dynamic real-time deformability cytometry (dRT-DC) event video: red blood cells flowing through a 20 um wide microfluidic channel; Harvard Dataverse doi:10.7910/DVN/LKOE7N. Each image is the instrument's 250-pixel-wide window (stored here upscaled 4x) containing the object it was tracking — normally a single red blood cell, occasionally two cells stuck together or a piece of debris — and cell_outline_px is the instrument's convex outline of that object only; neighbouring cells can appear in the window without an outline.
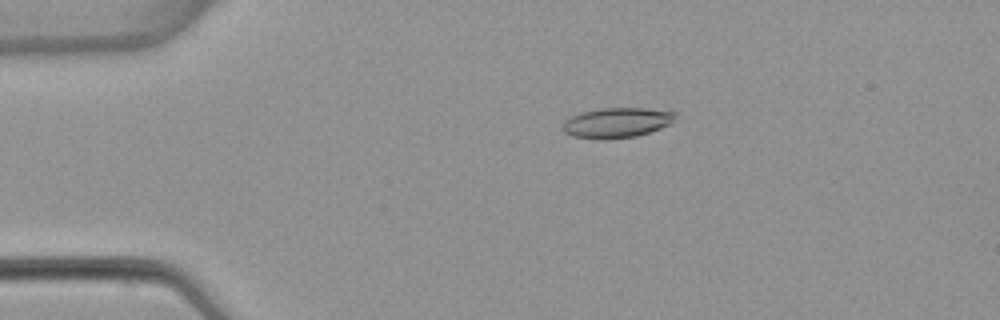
{"species": "common noctule bat (a hibernating species)", "species_latin": "Nyctalus noctula", "temperature_condition": "warm", "stored_images_in_passage": 4, "camera_frame_rate_fps": 3000, "um_per_image_px": 0.085, "animal": {"sex": "female", "body_mass_g": 22.7, "forearm_length_mm": 54.2}, "frame": {"image": 1, "passage_image": 3, "time_ms": 2.333, "image_size_px": [1000, 320], "cell_outline_px": [[676, 116], [672, 124], [636, 136], [572, 136], [564, 132], [564, 120], [580, 112], [600, 108], [644, 108], [676, 112]], "centroid_in_image_um": [52.49, 10.36], "position_along_channel_um": 32.5, "area_um2": 18.84}}